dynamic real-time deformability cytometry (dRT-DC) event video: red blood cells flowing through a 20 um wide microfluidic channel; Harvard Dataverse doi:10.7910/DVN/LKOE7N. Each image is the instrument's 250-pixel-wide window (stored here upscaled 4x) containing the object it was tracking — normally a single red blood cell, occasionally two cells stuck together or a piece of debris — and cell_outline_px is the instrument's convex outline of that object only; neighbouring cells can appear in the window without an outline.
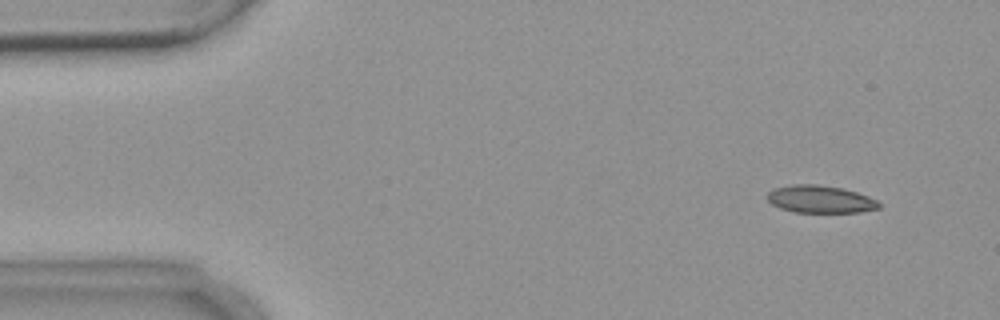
{"species": "common noctule bat (a hibernating species)", "species_latin": "Nyctalus noctula", "temperature_condition": "warm", "stored_images_in_passage": 5, "camera_frame_rate_fps": 3000, "um_per_image_px": 0.085, "animal": {"sex": "female", "body_mass_g": 18.4}, "frame": {"image": 1, "passage_image": 2, "time_ms": 1.0, "image_size_px": [1000, 320], "cell_outline_px": [[880, 208], [860, 212], [792, 212], [780, 208], [772, 204], [768, 200], [768, 192], [776, 188], [792, 184], [816, 184], [844, 188], [868, 196], [876, 200], [880, 204]], "centroid_in_image_um": [69.73, 16.93], "position_along_channel_um": 15.3, "area_um2": 17.86}}
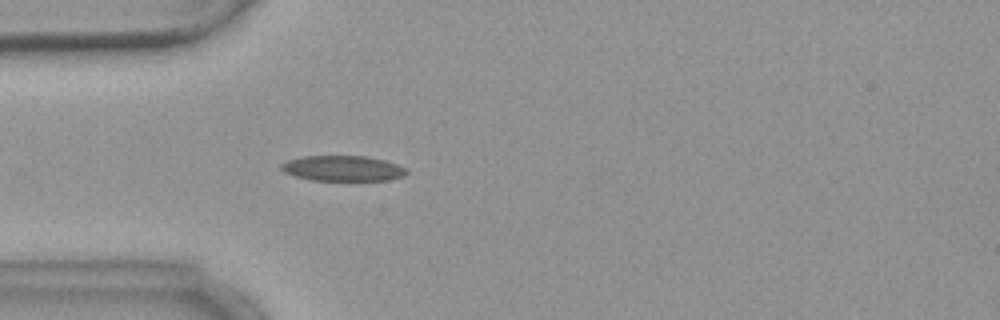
{"frame": {"image": 2, "passage_image": 5, "time_ms": 4.667, "image_size_px": [1000, 320], "cell_outline_px": [[408, 172], [404, 176], [388, 180], [312, 180], [296, 176], [284, 172], [280, 168], [280, 164], [288, 160], [304, 156], [368, 156], [384, 160], [396, 164], [404, 168]], "centroid_in_image_um": [29.13, 14.31], "position_along_channel_um": 55.9, "area_um2": 18.44}}